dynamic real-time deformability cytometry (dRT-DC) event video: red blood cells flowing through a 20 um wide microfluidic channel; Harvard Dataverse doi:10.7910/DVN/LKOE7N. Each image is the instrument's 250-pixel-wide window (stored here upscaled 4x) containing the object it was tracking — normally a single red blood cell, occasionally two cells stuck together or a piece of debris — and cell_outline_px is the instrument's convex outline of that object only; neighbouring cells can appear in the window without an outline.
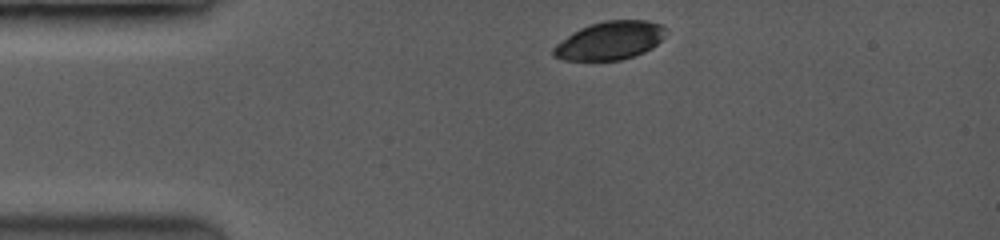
{"species": "common noctule bat (a hibernating species)", "species_latin": "Nyctalus noctula", "temperature_condition": "room temperature", "stored_images_in_passage": 6, "camera_frame_rate_fps": 3500, "um_per_image_px": 0.085, "animal": {"sex": "female", "body_mass_g": 19.0, "forearm_length_mm": 53.3}, "frame": {"image": 1, "passage_image": 1, "time_ms": 0.0, "image_size_px": [1000, 240], "cell_outline_px": [[668, 28], [660, 40], [652, 48], [644, 52], [620, 60], [564, 60], [552, 56], [552, 48], [556, 44], [580, 28], [592, 24], [608, 20], [648, 20], [660, 24]], "centroid_in_image_um": [51.84, 3.45], "position_along_channel_um": 33.2, "area_um2": 24.85}}
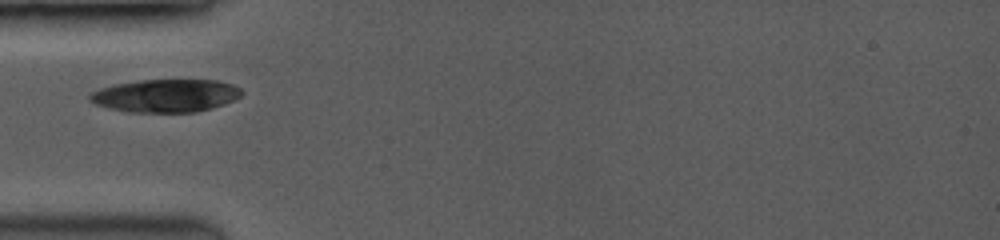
{"frame": {"image": 2, "passage_image": 5, "time_ms": 2.0, "image_size_px": [1000, 240], "cell_outline_px": [[244, 92], [240, 96], [224, 104], [212, 108], [196, 112], [128, 112], [96, 104], [88, 96], [92, 92], [100, 88], [116, 84], [140, 80], [216, 80], [232, 84], [240, 88]], "centroid_in_image_um": [14.12, 8.13], "position_along_channel_um": 70.9, "area_um2": 28.9}}